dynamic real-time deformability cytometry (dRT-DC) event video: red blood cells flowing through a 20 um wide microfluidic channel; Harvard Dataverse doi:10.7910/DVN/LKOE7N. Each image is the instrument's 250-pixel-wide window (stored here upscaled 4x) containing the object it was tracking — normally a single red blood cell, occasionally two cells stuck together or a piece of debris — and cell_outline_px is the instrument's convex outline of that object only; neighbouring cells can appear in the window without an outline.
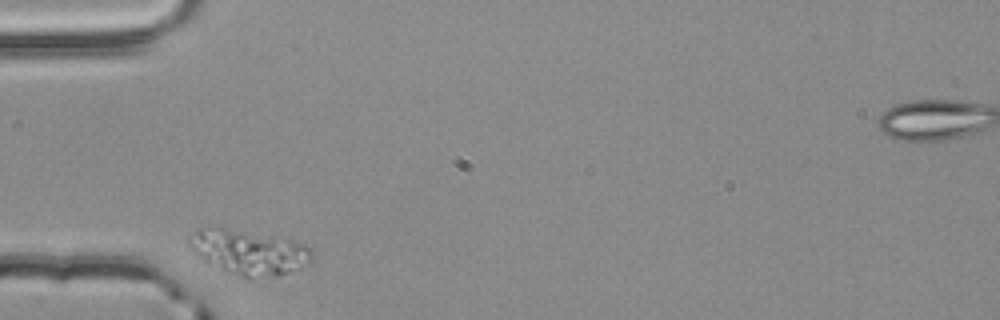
{"species": "common noctule bat (a hibernating species)", "species_latin": "Nyctalus noctula", "temperature_condition": "room temperature", "stored_images_in_passage": 30, "camera_frame_rate_fps": 3000, "um_per_image_px": 0.085, "animal": {"sex": "male", "body_mass_g": 20.4}, "frame": {"image": 1, "passage_image": 1, "time_ms": 0.0, "image_size_px": [1000, 320], "cell_outline_px": [[312, 260], [308, 264], [280, 276], [252, 280], [244, 280], [204, 260], [188, 248], [184, 240], [196, 228], [224, 228], [280, 236], [304, 244], [312, 252]], "centroid_in_image_um": [21.12, 21.45], "position_along_channel_um": 63.9, "area_um2": 32.83}}
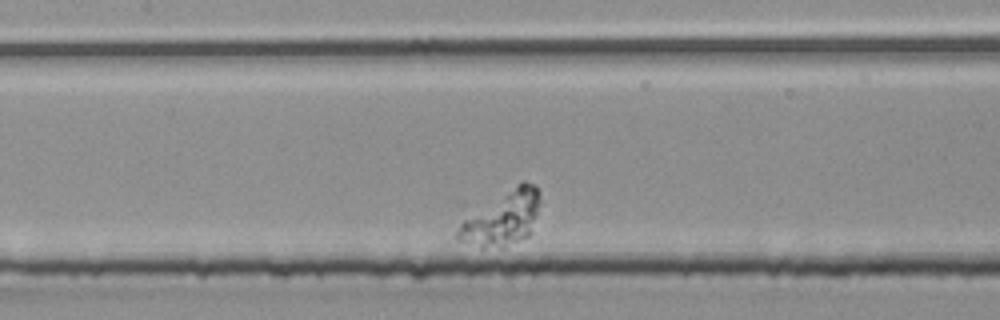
{"frame": {"image": 2, "passage_image": 11, "time_ms": 3.333, "image_size_px": [1000, 320], "cell_outline_px": [[540, 200], [536, 216], [528, 236], [508, 248], [480, 248], [456, 240], [456, 232], [460, 224], [464, 220], [524, 180], [532, 184], [540, 192]], "centroid_in_image_um": [42.7, 18.64], "position_along_channel_um": 164.7, "area_um2": 25.43}}
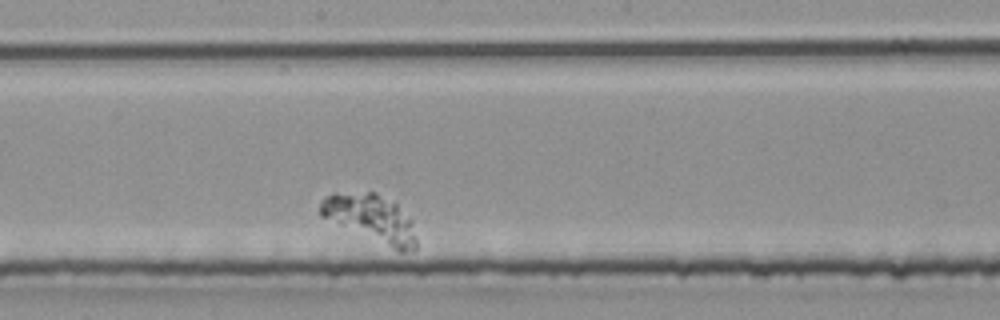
{"frame": {"image": 3, "passage_image": 16, "time_ms": 5.0, "image_size_px": [1000, 320], "cell_outline_px": [[416, 248], [404, 252], [400, 252], [320, 216], [320, 204], [324, 196], [332, 192], [376, 192], [396, 204], [412, 220], [416, 240]], "centroid_in_image_um": [31.52, 18.54], "position_along_channel_um": 216.7, "area_um2": 26.41}}